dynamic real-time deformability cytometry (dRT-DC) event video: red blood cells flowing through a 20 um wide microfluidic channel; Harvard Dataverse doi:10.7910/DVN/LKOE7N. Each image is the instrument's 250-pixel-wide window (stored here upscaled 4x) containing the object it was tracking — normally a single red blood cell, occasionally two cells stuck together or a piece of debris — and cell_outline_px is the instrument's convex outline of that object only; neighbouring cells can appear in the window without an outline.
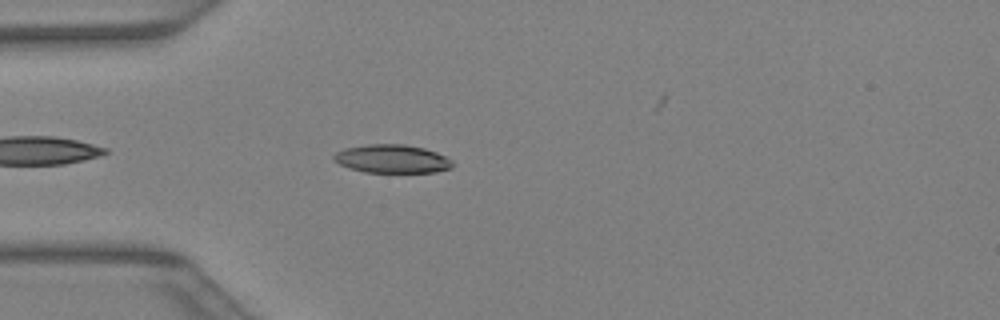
{"species": "Egyptian fruit bat (a non-hibernating species)", "species_latin": "Rousettus aegyptiacus", "temperature_condition": "warm", "stored_images_in_passage": 6, "camera_frame_rate_fps": 3000, "um_per_image_px": 0.085, "animal": {"sex": "female"}, "frame": {"image": 1, "passage_image": 3, "time_ms": 0.667, "image_size_px": [1000, 320], "cell_outline_px": [[456, 164], [452, 168], [436, 172], [364, 172], [340, 164], [332, 156], [336, 152], [344, 148], [368, 144], [404, 144], [424, 148], [436, 152], [452, 160]], "centroid_in_image_um": [33.37, 13.5], "position_along_channel_um": 51.6, "area_um2": 19.59}}